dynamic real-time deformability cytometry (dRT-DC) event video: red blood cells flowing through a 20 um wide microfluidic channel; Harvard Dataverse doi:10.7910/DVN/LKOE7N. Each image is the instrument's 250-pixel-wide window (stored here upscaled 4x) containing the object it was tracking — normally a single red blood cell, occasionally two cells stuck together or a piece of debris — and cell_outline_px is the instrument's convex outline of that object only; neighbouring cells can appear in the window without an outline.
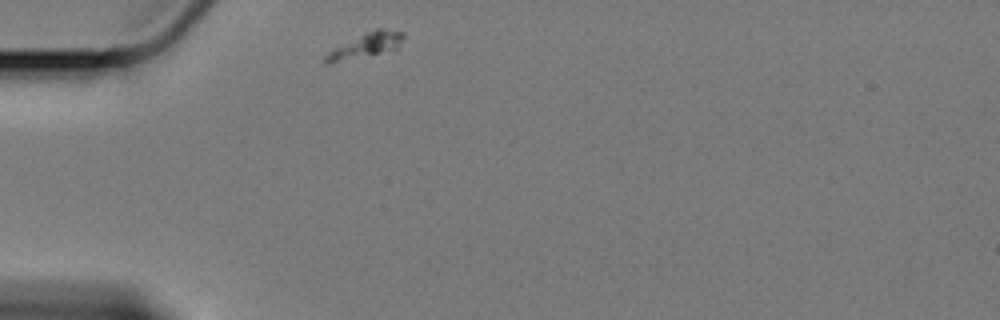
{"species": "Egyptian fruit bat (a non-hibernating species)", "species_latin": "Rousettus aegyptiacus", "temperature_condition": "cold", "stored_images_in_passage": 38, "camera_frame_rate_fps": 3000, "um_per_image_px": 0.085, "animal": {"sex": "female"}, "frame": {"image": 1, "passage_image": 1, "time_ms": 0.0, "image_size_px": [1000, 320], "cell_outline_px": [[404, 40], [396, 48], [328, 64], [324, 64], [324, 56], [328, 52], [364, 32], [376, 28], [380, 28], [404, 32]], "centroid_in_image_um": [31.09, 3.83], "position_along_channel_um": 53.9, "area_um2": 10.81}}
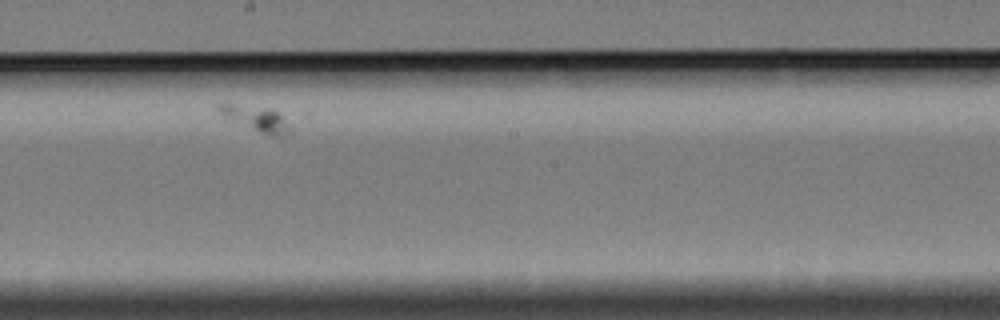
{"frame": {"image": 2, "passage_image": 20, "time_ms": 6.333, "image_size_px": [1000, 320], "cell_outline_px": [[292, 132], [280, 140], [260, 132], [224, 116], [216, 108], [220, 104], [228, 104], [272, 108], [280, 112], [292, 128]], "centroid_in_image_um": [21.95, 10.13], "position_along_channel_um": 226.2, "area_um2": 10.64}}
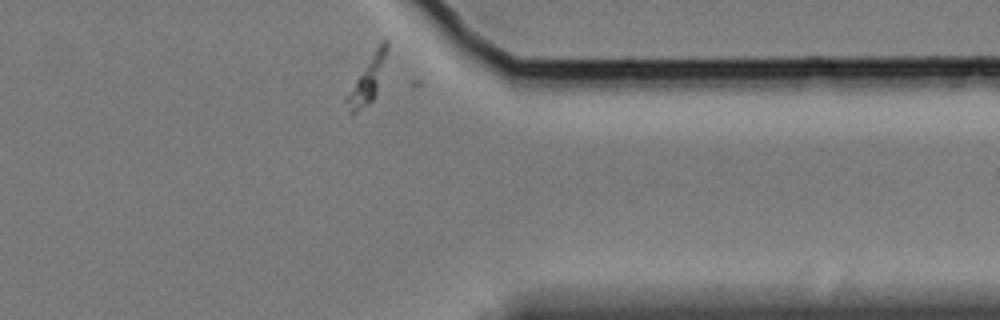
{"frame": {"image": 3, "passage_image": 36, "time_ms": 11.667, "image_size_px": [1000, 320], "cell_outline_px": [[388, 48], [376, 96], [368, 104], [352, 116], [348, 112], [344, 100], [356, 80], [376, 48], [384, 40], [388, 40]], "centroid_in_image_um": [31.22, 6.89], "position_along_channel_um": 380.2, "area_um2": 10.35}}